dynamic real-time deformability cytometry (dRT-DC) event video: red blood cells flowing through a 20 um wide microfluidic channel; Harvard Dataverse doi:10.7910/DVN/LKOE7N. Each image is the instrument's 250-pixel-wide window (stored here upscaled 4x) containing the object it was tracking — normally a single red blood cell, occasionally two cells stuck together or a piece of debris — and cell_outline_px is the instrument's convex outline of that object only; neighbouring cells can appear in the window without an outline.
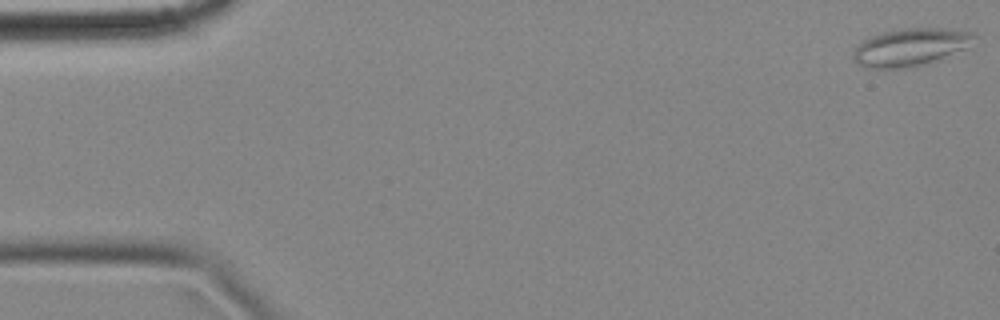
{"species": "common noctule bat (a hibernating species)", "species_latin": "Nyctalus noctula", "temperature_condition": "cold", "stored_images_in_passage": 3, "camera_frame_rate_fps": 3000, "um_per_image_px": 0.085, "animal": {"sex": "female", "body_mass_g": 18.4}, "frame": {"image": 1, "passage_image": 1, "time_ms": 0.0, "image_size_px": [1000, 320], "cell_outline_px": [[976, 36], [964, 48], [940, 60], [904, 68], [868, 68], [856, 64], [852, 60], [852, 52], [868, 36], [880, 32], [904, 28], [940, 28], [972, 32]], "centroid_in_image_um": [77.31, 4.01], "position_along_channel_um": 7.7, "area_um2": 26.41}}